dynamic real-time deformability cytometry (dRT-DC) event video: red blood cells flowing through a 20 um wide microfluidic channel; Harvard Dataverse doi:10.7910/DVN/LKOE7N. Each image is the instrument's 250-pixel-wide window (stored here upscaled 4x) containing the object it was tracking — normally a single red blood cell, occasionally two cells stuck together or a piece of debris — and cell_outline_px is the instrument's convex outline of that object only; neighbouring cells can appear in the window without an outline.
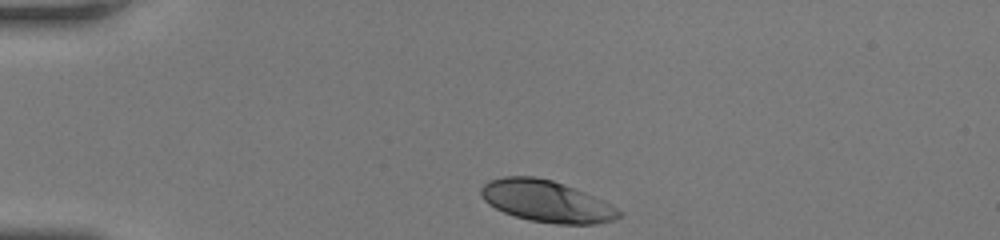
{"species": "human", "species_latin": "Homo sapiens", "temperature_condition": "room temperature", "stored_images_in_passage": 30, "camera_frame_rate_fps": 3000, "um_per_image_px": 0.085, "donor": {"sex": "female"}, "frame": {"image": 1, "passage_image": 1, "time_ms": 0.0, "image_size_px": [1000, 240], "cell_outline_px": [[624, 216], [612, 220], [596, 224], [556, 224], [528, 220], [504, 212], [488, 204], [480, 196], [480, 188], [488, 180], [504, 176], [536, 176], [552, 180], [576, 188], [604, 200], [624, 212]], "centroid_in_image_um": [46.47, 17.1], "position_along_channel_um": 38.5, "area_um2": 33.87}}
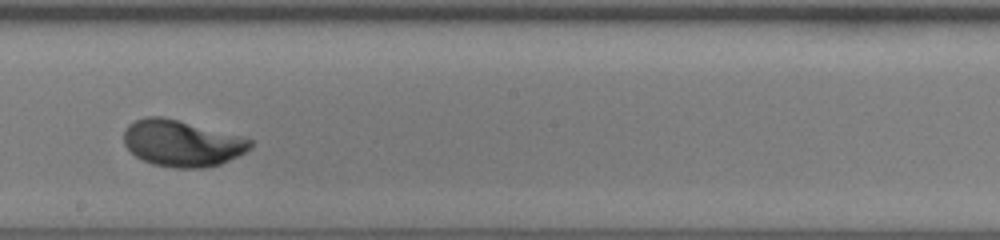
{"frame": {"image": 2, "passage_image": 18, "time_ms": 5.667, "image_size_px": [1000, 240], "cell_outline_px": [[252, 148], [220, 164], [200, 168], [172, 168], [152, 164], [136, 156], [124, 144], [124, 128], [128, 124], [144, 116], [160, 116], [244, 136], [252, 140]], "centroid_in_image_um": [15.45, 12.17], "position_along_channel_um": 232.7, "area_um2": 34.16}}
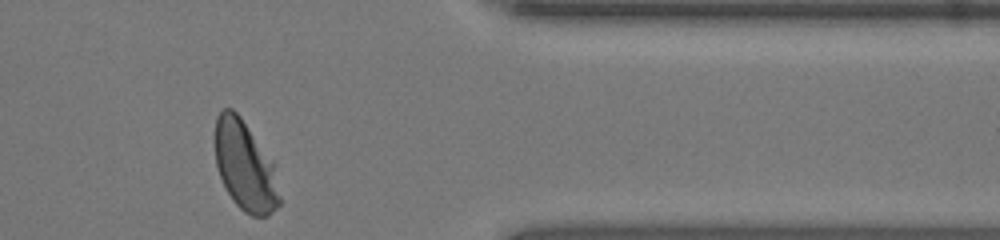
{"frame": {"image": 3, "passage_image": 30, "time_ms": 9.667, "image_size_px": [1000, 240], "cell_outline_px": [[280, 204], [268, 216], [252, 216], [244, 212], [232, 200], [220, 176], [216, 164], [216, 116], [224, 108], [232, 108], [240, 116], [272, 160], [280, 196]], "centroid_in_image_um": [20.83, 14.13], "position_along_channel_um": 390.6, "area_um2": 33.23}, "authors_computed_cell_mechanics": {"area_um2": 33.9864, "velocity_mm_per_s": 4.2997, "shape_relaxation_time_tau1_ms": 1.7382, "shape_relaxation_time_tau2_ms": null, "deformation_change_tau1": 0.1422, "deformation_change_tau2": null}}